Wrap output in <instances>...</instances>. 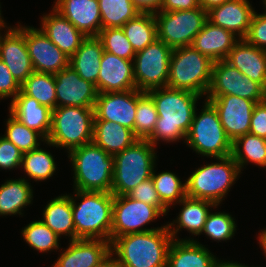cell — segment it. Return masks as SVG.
Returning <instances> with one entry per match:
<instances>
[{"label": "cell", "instance_id": "cell-39", "mask_svg": "<svg viewBox=\"0 0 266 267\" xmlns=\"http://www.w3.org/2000/svg\"><path fill=\"white\" fill-rule=\"evenodd\" d=\"M158 114L152 97L138 90V103L134 122V135L138 139H147L154 131Z\"/></svg>", "mask_w": 266, "mask_h": 267}, {"label": "cell", "instance_id": "cell-42", "mask_svg": "<svg viewBox=\"0 0 266 267\" xmlns=\"http://www.w3.org/2000/svg\"><path fill=\"white\" fill-rule=\"evenodd\" d=\"M98 38L102 41L104 51L127 60L135 57L136 52L122 27L101 29Z\"/></svg>", "mask_w": 266, "mask_h": 267}, {"label": "cell", "instance_id": "cell-16", "mask_svg": "<svg viewBox=\"0 0 266 267\" xmlns=\"http://www.w3.org/2000/svg\"><path fill=\"white\" fill-rule=\"evenodd\" d=\"M6 34H0V60L21 86L34 72L25 41V26L7 27Z\"/></svg>", "mask_w": 266, "mask_h": 267}, {"label": "cell", "instance_id": "cell-23", "mask_svg": "<svg viewBox=\"0 0 266 267\" xmlns=\"http://www.w3.org/2000/svg\"><path fill=\"white\" fill-rule=\"evenodd\" d=\"M52 14L42 17L41 30L69 58L87 38L54 7Z\"/></svg>", "mask_w": 266, "mask_h": 267}, {"label": "cell", "instance_id": "cell-34", "mask_svg": "<svg viewBox=\"0 0 266 267\" xmlns=\"http://www.w3.org/2000/svg\"><path fill=\"white\" fill-rule=\"evenodd\" d=\"M232 156L241 172L249 161L266 167V139L250 133L238 137L232 142Z\"/></svg>", "mask_w": 266, "mask_h": 267}, {"label": "cell", "instance_id": "cell-7", "mask_svg": "<svg viewBox=\"0 0 266 267\" xmlns=\"http://www.w3.org/2000/svg\"><path fill=\"white\" fill-rule=\"evenodd\" d=\"M93 125L94 108L56 107L52 110L51 129L44 143L70 152L92 142Z\"/></svg>", "mask_w": 266, "mask_h": 267}, {"label": "cell", "instance_id": "cell-17", "mask_svg": "<svg viewBox=\"0 0 266 267\" xmlns=\"http://www.w3.org/2000/svg\"><path fill=\"white\" fill-rule=\"evenodd\" d=\"M56 107L94 108L98 97L96 85L81 78L70 66L54 74Z\"/></svg>", "mask_w": 266, "mask_h": 267}, {"label": "cell", "instance_id": "cell-54", "mask_svg": "<svg viewBox=\"0 0 266 267\" xmlns=\"http://www.w3.org/2000/svg\"><path fill=\"white\" fill-rule=\"evenodd\" d=\"M259 234H260L258 237L259 244H260V247L263 248L264 254L266 256V229H264L262 233H259Z\"/></svg>", "mask_w": 266, "mask_h": 267}, {"label": "cell", "instance_id": "cell-41", "mask_svg": "<svg viewBox=\"0 0 266 267\" xmlns=\"http://www.w3.org/2000/svg\"><path fill=\"white\" fill-rule=\"evenodd\" d=\"M24 241L39 252H49L59 248V237L42 220L29 223L23 230Z\"/></svg>", "mask_w": 266, "mask_h": 267}, {"label": "cell", "instance_id": "cell-29", "mask_svg": "<svg viewBox=\"0 0 266 267\" xmlns=\"http://www.w3.org/2000/svg\"><path fill=\"white\" fill-rule=\"evenodd\" d=\"M103 52V44L98 37H87L70 57L69 66L81 78L96 85Z\"/></svg>", "mask_w": 266, "mask_h": 267}, {"label": "cell", "instance_id": "cell-6", "mask_svg": "<svg viewBox=\"0 0 266 267\" xmlns=\"http://www.w3.org/2000/svg\"><path fill=\"white\" fill-rule=\"evenodd\" d=\"M214 61L192 46L175 48L170 58L167 87L206 95Z\"/></svg>", "mask_w": 266, "mask_h": 267}, {"label": "cell", "instance_id": "cell-11", "mask_svg": "<svg viewBox=\"0 0 266 267\" xmlns=\"http://www.w3.org/2000/svg\"><path fill=\"white\" fill-rule=\"evenodd\" d=\"M173 49L156 39L133 58L136 89L142 92L167 87L170 58Z\"/></svg>", "mask_w": 266, "mask_h": 267}, {"label": "cell", "instance_id": "cell-28", "mask_svg": "<svg viewBox=\"0 0 266 267\" xmlns=\"http://www.w3.org/2000/svg\"><path fill=\"white\" fill-rule=\"evenodd\" d=\"M178 203L183 205L177 216L178 218L173 220V223L166 224L173 240H177V232L182 228L187 229L188 232L190 231V233L196 236L202 234L204 224L210 213L209 207L217 208L218 206L209 200L196 199L188 196ZM174 225H176L175 228H173Z\"/></svg>", "mask_w": 266, "mask_h": 267}, {"label": "cell", "instance_id": "cell-56", "mask_svg": "<svg viewBox=\"0 0 266 267\" xmlns=\"http://www.w3.org/2000/svg\"><path fill=\"white\" fill-rule=\"evenodd\" d=\"M263 4L265 5V8H266V0H263ZM265 13H266V9H265Z\"/></svg>", "mask_w": 266, "mask_h": 267}, {"label": "cell", "instance_id": "cell-44", "mask_svg": "<svg viewBox=\"0 0 266 267\" xmlns=\"http://www.w3.org/2000/svg\"><path fill=\"white\" fill-rule=\"evenodd\" d=\"M127 195L134 200L156 206L164 215L169 212V209L161 202L152 178L138 184Z\"/></svg>", "mask_w": 266, "mask_h": 267}, {"label": "cell", "instance_id": "cell-47", "mask_svg": "<svg viewBox=\"0 0 266 267\" xmlns=\"http://www.w3.org/2000/svg\"><path fill=\"white\" fill-rule=\"evenodd\" d=\"M21 86L13 78L6 64L0 60V98L13 97L20 93Z\"/></svg>", "mask_w": 266, "mask_h": 267}, {"label": "cell", "instance_id": "cell-30", "mask_svg": "<svg viewBox=\"0 0 266 267\" xmlns=\"http://www.w3.org/2000/svg\"><path fill=\"white\" fill-rule=\"evenodd\" d=\"M138 138L133 131L111 121H94L92 142L110 155L122 152Z\"/></svg>", "mask_w": 266, "mask_h": 267}, {"label": "cell", "instance_id": "cell-21", "mask_svg": "<svg viewBox=\"0 0 266 267\" xmlns=\"http://www.w3.org/2000/svg\"><path fill=\"white\" fill-rule=\"evenodd\" d=\"M54 8L86 37H98L101 13L98 0H56Z\"/></svg>", "mask_w": 266, "mask_h": 267}, {"label": "cell", "instance_id": "cell-38", "mask_svg": "<svg viewBox=\"0 0 266 267\" xmlns=\"http://www.w3.org/2000/svg\"><path fill=\"white\" fill-rule=\"evenodd\" d=\"M155 189L158 192L161 202L169 209L173 204H177L186 197V183L172 172H161L155 174L153 169L152 177Z\"/></svg>", "mask_w": 266, "mask_h": 267}, {"label": "cell", "instance_id": "cell-10", "mask_svg": "<svg viewBox=\"0 0 266 267\" xmlns=\"http://www.w3.org/2000/svg\"><path fill=\"white\" fill-rule=\"evenodd\" d=\"M157 39L170 48L191 46L195 36L207 21V12L201 7L180 11H156Z\"/></svg>", "mask_w": 266, "mask_h": 267}, {"label": "cell", "instance_id": "cell-27", "mask_svg": "<svg viewBox=\"0 0 266 267\" xmlns=\"http://www.w3.org/2000/svg\"><path fill=\"white\" fill-rule=\"evenodd\" d=\"M217 258L194 239L173 240L168 251L166 267H213Z\"/></svg>", "mask_w": 266, "mask_h": 267}, {"label": "cell", "instance_id": "cell-13", "mask_svg": "<svg viewBox=\"0 0 266 267\" xmlns=\"http://www.w3.org/2000/svg\"><path fill=\"white\" fill-rule=\"evenodd\" d=\"M206 95H235L259 103L266 99V89L225 60H220L213 64L211 84Z\"/></svg>", "mask_w": 266, "mask_h": 267}, {"label": "cell", "instance_id": "cell-14", "mask_svg": "<svg viewBox=\"0 0 266 267\" xmlns=\"http://www.w3.org/2000/svg\"><path fill=\"white\" fill-rule=\"evenodd\" d=\"M216 108L227 137L234 142L248 134L256 102L235 95L207 96Z\"/></svg>", "mask_w": 266, "mask_h": 267}, {"label": "cell", "instance_id": "cell-33", "mask_svg": "<svg viewBox=\"0 0 266 267\" xmlns=\"http://www.w3.org/2000/svg\"><path fill=\"white\" fill-rule=\"evenodd\" d=\"M122 29L135 52L143 50L157 39V25L152 12H140Z\"/></svg>", "mask_w": 266, "mask_h": 267}, {"label": "cell", "instance_id": "cell-9", "mask_svg": "<svg viewBox=\"0 0 266 267\" xmlns=\"http://www.w3.org/2000/svg\"><path fill=\"white\" fill-rule=\"evenodd\" d=\"M185 141L203 156L217 159L232 155V141L225 133L216 108L207 99L198 116L195 110Z\"/></svg>", "mask_w": 266, "mask_h": 267}, {"label": "cell", "instance_id": "cell-55", "mask_svg": "<svg viewBox=\"0 0 266 267\" xmlns=\"http://www.w3.org/2000/svg\"><path fill=\"white\" fill-rule=\"evenodd\" d=\"M5 24H6V23H5L4 20L1 18V19H0V30H1L2 28H6V27H7ZM0 34H1V32H0Z\"/></svg>", "mask_w": 266, "mask_h": 267}, {"label": "cell", "instance_id": "cell-2", "mask_svg": "<svg viewBox=\"0 0 266 267\" xmlns=\"http://www.w3.org/2000/svg\"><path fill=\"white\" fill-rule=\"evenodd\" d=\"M172 241L165 225L161 229L117 237L111 242V252L122 267H166Z\"/></svg>", "mask_w": 266, "mask_h": 267}, {"label": "cell", "instance_id": "cell-36", "mask_svg": "<svg viewBox=\"0 0 266 267\" xmlns=\"http://www.w3.org/2000/svg\"><path fill=\"white\" fill-rule=\"evenodd\" d=\"M102 29L122 27L141 11L131 0H98Z\"/></svg>", "mask_w": 266, "mask_h": 267}, {"label": "cell", "instance_id": "cell-46", "mask_svg": "<svg viewBox=\"0 0 266 267\" xmlns=\"http://www.w3.org/2000/svg\"><path fill=\"white\" fill-rule=\"evenodd\" d=\"M23 152L11 141L0 136V168L10 170L21 167Z\"/></svg>", "mask_w": 266, "mask_h": 267}, {"label": "cell", "instance_id": "cell-40", "mask_svg": "<svg viewBox=\"0 0 266 267\" xmlns=\"http://www.w3.org/2000/svg\"><path fill=\"white\" fill-rule=\"evenodd\" d=\"M9 117L6 121V134L3 137L11 141L23 153L38 148L39 140L46 141L39 132L28 128L11 113Z\"/></svg>", "mask_w": 266, "mask_h": 267}, {"label": "cell", "instance_id": "cell-52", "mask_svg": "<svg viewBox=\"0 0 266 267\" xmlns=\"http://www.w3.org/2000/svg\"><path fill=\"white\" fill-rule=\"evenodd\" d=\"M112 252L94 267H122L116 258H112Z\"/></svg>", "mask_w": 266, "mask_h": 267}, {"label": "cell", "instance_id": "cell-3", "mask_svg": "<svg viewBox=\"0 0 266 267\" xmlns=\"http://www.w3.org/2000/svg\"><path fill=\"white\" fill-rule=\"evenodd\" d=\"M76 203L71 198L75 225V239H101L110 241L114 195L111 192L75 190Z\"/></svg>", "mask_w": 266, "mask_h": 267}, {"label": "cell", "instance_id": "cell-48", "mask_svg": "<svg viewBox=\"0 0 266 267\" xmlns=\"http://www.w3.org/2000/svg\"><path fill=\"white\" fill-rule=\"evenodd\" d=\"M249 133L266 139V99L256 103L251 116Z\"/></svg>", "mask_w": 266, "mask_h": 267}, {"label": "cell", "instance_id": "cell-31", "mask_svg": "<svg viewBox=\"0 0 266 267\" xmlns=\"http://www.w3.org/2000/svg\"><path fill=\"white\" fill-rule=\"evenodd\" d=\"M43 223L59 237L69 236L75 240V225L70 195H61L50 200L43 210Z\"/></svg>", "mask_w": 266, "mask_h": 267}, {"label": "cell", "instance_id": "cell-26", "mask_svg": "<svg viewBox=\"0 0 266 267\" xmlns=\"http://www.w3.org/2000/svg\"><path fill=\"white\" fill-rule=\"evenodd\" d=\"M9 112L28 128L39 132L47 140L51 129L52 109L41 105L21 90L11 100Z\"/></svg>", "mask_w": 266, "mask_h": 267}, {"label": "cell", "instance_id": "cell-8", "mask_svg": "<svg viewBox=\"0 0 266 267\" xmlns=\"http://www.w3.org/2000/svg\"><path fill=\"white\" fill-rule=\"evenodd\" d=\"M220 162L206 164L196 169L186 180V196L209 200L219 205L240 175L232 155L217 158Z\"/></svg>", "mask_w": 266, "mask_h": 267}, {"label": "cell", "instance_id": "cell-53", "mask_svg": "<svg viewBox=\"0 0 266 267\" xmlns=\"http://www.w3.org/2000/svg\"><path fill=\"white\" fill-rule=\"evenodd\" d=\"M213 267H249L247 265H243L237 262H233V261H228V262H223L220 260H216V262L214 263ZM253 267V266H252Z\"/></svg>", "mask_w": 266, "mask_h": 267}, {"label": "cell", "instance_id": "cell-20", "mask_svg": "<svg viewBox=\"0 0 266 267\" xmlns=\"http://www.w3.org/2000/svg\"><path fill=\"white\" fill-rule=\"evenodd\" d=\"M60 253L53 267H94L111 253V242L101 239H75Z\"/></svg>", "mask_w": 266, "mask_h": 267}, {"label": "cell", "instance_id": "cell-4", "mask_svg": "<svg viewBox=\"0 0 266 267\" xmlns=\"http://www.w3.org/2000/svg\"><path fill=\"white\" fill-rule=\"evenodd\" d=\"M74 171L75 190L111 192L114 158L90 142L68 152Z\"/></svg>", "mask_w": 266, "mask_h": 267}, {"label": "cell", "instance_id": "cell-19", "mask_svg": "<svg viewBox=\"0 0 266 267\" xmlns=\"http://www.w3.org/2000/svg\"><path fill=\"white\" fill-rule=\"evenodd\" d=\"M100 66L96 83L99 93L136 89L133 60H127L104 51Z\"/></svg>", "mask_w": 266, "mask_h": 267}, {"label": "cell", "instance_id": "cell-22", "mask_svg": "<svg viewBox=\"0 0 266 267\" xmlns=\"http://www.w3.org/2000/svg\"><path fill=\"white\" fill-rule=\"evenodd\" d=\"M254 9L248 0H229L207 12V20L213 25L231 31L239 39L248 33Z\"/></svg>", "mask_w": 266, "mask_h": 267}, {"label": "cell", "instance_id": "cell-49", "mask_svg": "<svg viewBox=\"0 0 266 267\" xmlns=\"http://www.w3.org/2000/svg\"><path fill=\"white\" fill-rule=\"evenodd\" d=\"M200 7L199 0H163L160 11L191 10Z\"/></svg>", "mask_w": 266, "mask_h": 267}, {"label": "cell", "instance_id": "cell-37", "mask_svg": "<svg viewBox=\"0 0 266 267\" xmlns=\"http://www.w3.org/2000/svg\"><path fill=\"white\" fill-rule=\"evenodd\" d=\"M21 167L35 181L46 180L56 171L54 157L40 147L23 153Z\"/></svg>", "mask_w": 266, "mask_h": 267}, {"label": "cell", "instance_id": "cell-24", "mask_svg": "<svg viewBox=\"0 0 266 267\" xmlns=\"http://www.w3.org/2000/svg\"><path fill=\"white\" fill-rule=\"evenodd\" d=\"M225 61L266 89V50L240 39L229 51Z\"/></svg>", "mask_w": 266, "mask_h": 267}, {"label": "cell", "instance_id": "cell-18", "mask_svg": "<svg viewBox=\"0 0 266 267\" xmlns=\"http://www.w3.org/2000/svg\"><path fill=\"white\" fill-rule=\"evenodd\" d=\"M25 41L34 72L54 75L69 66L70 58L41 29L25 26Z\"/></svg>", "mask_w": 266, "mask_h": 267}, {"label": "cell", "instance_id": "cell-32", "mask_svg": "<svg viewBox=\"0 0 266 267\" xmlns=\"http://www.w3.org/2000/svg\"><path fill=\"white\" fill-rule=\"evenodd\" d=\"M33 189L25 178L7 180L0 186V216L22 215L24 207L33 200Z\"/></svg>", "mask_w": 266, "mask_h": 267}, {"label": "cell", "instance_id": "cell-50", "mask_svg": "<svg viewBox=\"0 0 266 267\" xmlns=\"http://www.w3.org/2000/svg\"><path fill=\"white\" fill-rule=\"evenodd\" d=\"M141 12L159 11L163 0H131Z\"/></svg>", "mask_w": 266, "mask_h": 267}, {"label": "cell", "instance_id": "cell-51", "mask_svg": "<svg viewBox=\"0 0 266 267\" xmlns=\"http://www.w3.org/2000/svg\"><path fill=\"white\" fill-rule=\"evenodd\" d=\"M229 0H199L200 7L208 12L212 8L218 7Z\"/></svg>", "mask_w": 266, "mask_h": 267}, {"label": "cell", "instance_id": "cell-12", "mask_svg": "<svg viewBox=\"0 0 266 267\" xmlns=\"http://www.w3.org/2000/svg\"><path fill=\"white\" fill-rule=\"evenodd\" d=\"M160 215L164 214L156 206L134 200L128 195L114 196L110 242L126 234L148 232L165 227L141 228Z\"/></svg>", "mask_w": 266, "mask_h": 267}, {"label": "cell", "instance_id": "cell-5", "mask_svg": "<svg viewBox=\"0 0 266 267\" xmlns=\"http://www.w3.org/2000/svg\"><path fill=\"white\" fill-rule=\"evenodd\" d=\"M154 147L147 139H138L113 155L111 193L114 196L127 195L138 184L152 177L157 156Z\"/></svg>", "mask_w": 266, "mask_h": 267}, {"label": "cell", "instance_id": "cell-45", "mask_svg": "<svg viewBox=\"0 0 266 267\" xmlns=\"http://www.w3.org/2000/svg\"><path fill=\"white\" fill-rule=\"evenodd\" d=\"M244 39L249 44L266 50V13L258 14L254 12L248 33Z\"/></svg>", "mask_w": 266, "mask_h": 267}, {"label": "cell", "instance_id": "cell-25", "mask_svg": "<svg viewBox=\"0 0 266 267\" xmlns=\"http://www.w3.org/2000/svg\"><path fill=\"white\" fill-rule=\"evenodd\" d=\"M239 40V37L231 31L213 25L207 20L202 30L193 39L191 46L216 62L225 60Z\"/></svg>", "mask_w": 266, "mask_h": 267}, {"label": "cell", "instance_id": "cell-15", "mask_svg": "<svg viewBox=\"0 0 266 267\" xmlns=\"http://www.w3.org/2000/svg\"><path fill=\"white\" fill-rule=\"evenodd\" d=\"M138 90L98 93L94 105V121L118 123L134 133Z\"/></svg>", "mask_w": 266, "mask_h": 267}, {"label": "cell", "instance_id": "cell-35", "mask_svg": "<svg viewBox=\"0 0 266 267\" xmlns=\"http://www.w3.org/2000/svg\"><path fill=\"white\" fill-rule=\"evenodd\" d=\"M55 77L53 74L33 72L21 85V90L41 105L56 108Z\"/></svg>", "mask_w": 266, "mask_h": 267}, {"label": "cell", "instance_id": "cell-1", "mask_svg": "<svg viewBox=\"0 0 266 267\" xmlns=\"http://www.w3.org/2000/svg\"><path fill=\"white\" fill-rule=\"evenodd\" d=\"M147 93L152 97L158 114L154 131L147 140L153 146L160 140L167 143L182 138L185 140L192 124L196 103L202 96L169 87L155 88Z\"/></svg>", "mask_w": 266, "mask_h": 267}, {"label": "cell", "instance_id": "cell-43", "mask_svg": "<svg viewBox=\"0 0 266 267\" xmlns=\"http://www.w3.org/2000/svg\"><path fill=\"white\" fill-rule=\"evenodd\" d=\"M234 218L225 212L209 213L202 232L215 241L232 239L236 232Z\"/></svg>", "mask_w": 266, "mask_h": 267}]
</instances>
